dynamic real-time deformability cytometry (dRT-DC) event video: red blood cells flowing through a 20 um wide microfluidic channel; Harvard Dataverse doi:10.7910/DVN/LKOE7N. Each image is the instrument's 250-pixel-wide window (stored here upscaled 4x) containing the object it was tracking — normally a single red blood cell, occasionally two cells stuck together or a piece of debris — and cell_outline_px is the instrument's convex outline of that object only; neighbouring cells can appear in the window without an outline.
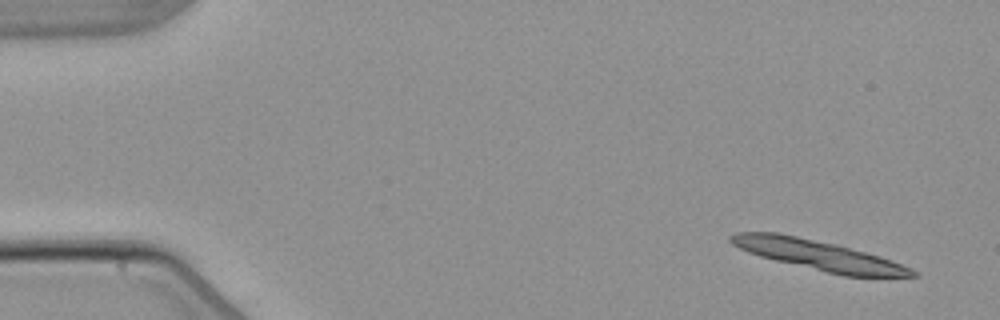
{"species": "common noctule bat (a hibernating species)", "species_latin": "Nyctalus noctula", "temperature_condition": "warm", "stored_images_in_passage": 4, "camera_frame_rate_fps": 3000, "um_per_image_px": 0.085, "animal": {"sex": "male", "body_mass_g": 21.5, "forearm_length_mm": 52.0}, "frame": {"image": 1, "passage_image": 1, "time_ms": 0.0, "image_size_px": [1000, 320], "cell_outline_px": [[920, 276], [844, 276], [776, 260], [760, 256], [748, 252], [732, 244], [728, 240], [728, 236], [736, 232], [776, 232], [836, 244], [880, 256], [912, 268], [920, 272]], "centroid_in_image_um": [69.58, 21.68], "position_along_channel_um": 15.4, "area_um2": 31.33}}